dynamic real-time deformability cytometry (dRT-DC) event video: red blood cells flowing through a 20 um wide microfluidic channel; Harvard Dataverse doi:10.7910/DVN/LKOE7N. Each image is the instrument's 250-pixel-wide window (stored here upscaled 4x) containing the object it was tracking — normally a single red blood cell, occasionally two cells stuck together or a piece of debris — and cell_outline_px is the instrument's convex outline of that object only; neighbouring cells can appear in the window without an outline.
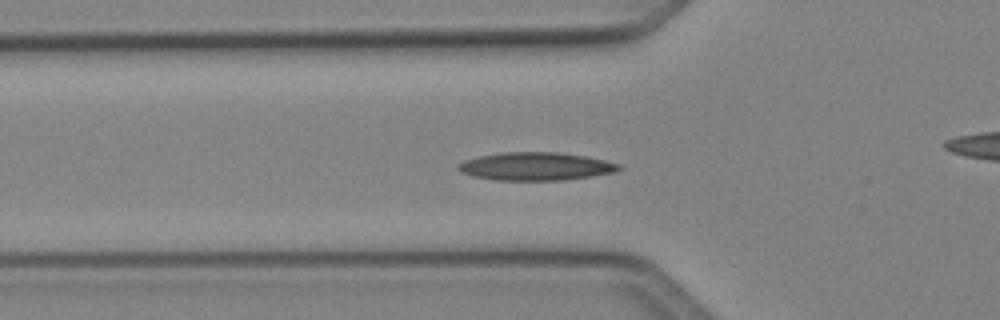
{"species": "Egyptian fruit bat (a non-hibernating species)", "species_latin": "Rousettus aegyptiacus", "temperature_condition": "cold", "stored_images_in_passage": 41, "camera_frame_rate_fps": 3000, "um_per_image_px": 0.085, "animal": {"sex": "female"}, "frame": {"image": 1, "passage_image": 8, "time_ms": 2.333, "image_size_px": [1000, 320], "cell_outline_px": [[624, 168], [616, 172], [592, 176], [564, 180], [496, 180], [472, 176], [460, 172], [456, 168], [456, 164], [464, 160], [480, 156], [504, 152], [556, 152], [584, 156], [604, 160], [620, 164]], "centroid_in_image_um": [45.53, 14.14], "position_along_channel_um": 80.3, "area_um2": 26.36}}
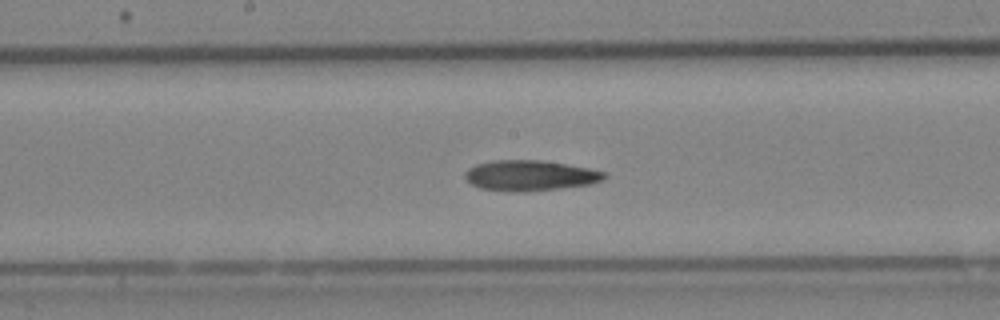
{"frame": {"image": 2, "passage_image": 17, "time_ms": 5.333, "image_size_px": [1000, 320], "cell_outline_px": [[608, 176], [604, 180], [592, 184], [560, 188], [524, 192], [516, 192], [480, 188], [472, 184], [464, 176], [464, 172], [468, 168], [476, 164], [496, 160], [540, 160], [588, 168], [608, 172]], "centroid_in_image_um": [45.09, 14.92], "position_along_channel_um": 203.1, "area_um2": 24.8}}
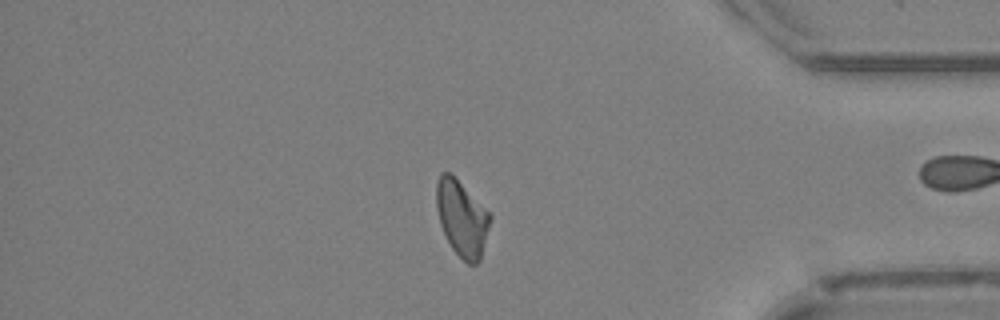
{"frame": {"image": 3, "passage_image": 33, "time_ms": 10.667, "image_size_px": [1000, 320], "cell_outline_px": [[492, 216], [480, 260], [476, 264], [468, 264], [452, 248], [440, 224], [436, 208], [436, 184], [440, 172], [448, 172]], "centroid_in_image_um": [39.24, 18.58], "position_along_channel_um": 396.0, "area_um2": 23.0}}